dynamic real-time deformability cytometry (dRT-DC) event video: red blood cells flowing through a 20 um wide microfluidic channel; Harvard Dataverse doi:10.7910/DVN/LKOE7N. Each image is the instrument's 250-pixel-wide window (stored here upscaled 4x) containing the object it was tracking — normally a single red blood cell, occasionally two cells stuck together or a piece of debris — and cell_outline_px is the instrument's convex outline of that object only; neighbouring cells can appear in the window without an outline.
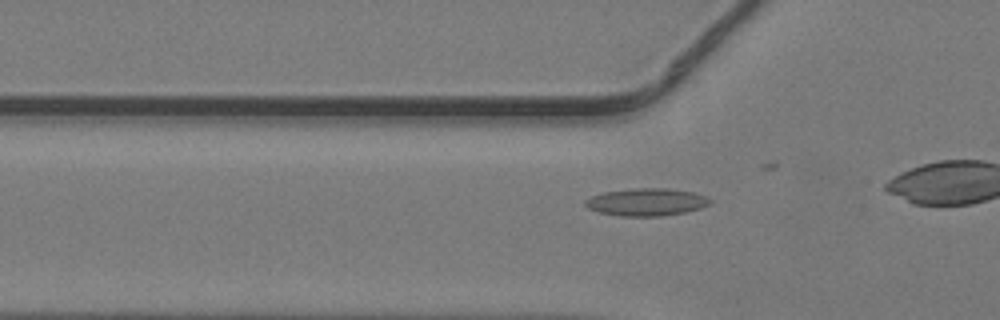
{"species": "common noctule bat (a hibernating species)", "species_latin": "Nyctalus noctula", "temperature_condition": "warm", "stored_images_in_passage": 11, "camera_frame_rate_fps": 3000, "um_per_image_px": 0.085, "animal": {"sex": "male", "body_mass_g": 19.2, "forearm_length_mm": 51.8}, "frame": {"image": 1, "passage_image": 6, "time_ms": 1.667, "image_size_px": [1000, 320], "cell_outline_px": [[712, 204], [700, 208], [684, 212], [660, 216], [620, 216], [600, 212], [588, 208], [584, 204], [584, 200], [592, 196], [604, 192], [636, 188], [668, 188], [692, 192], [704, 196], [712, 200]], "centroid_in_image_um": [54.95, 17.17], "position_along_channel_um": 70.8, "area_um2": 19.88}}
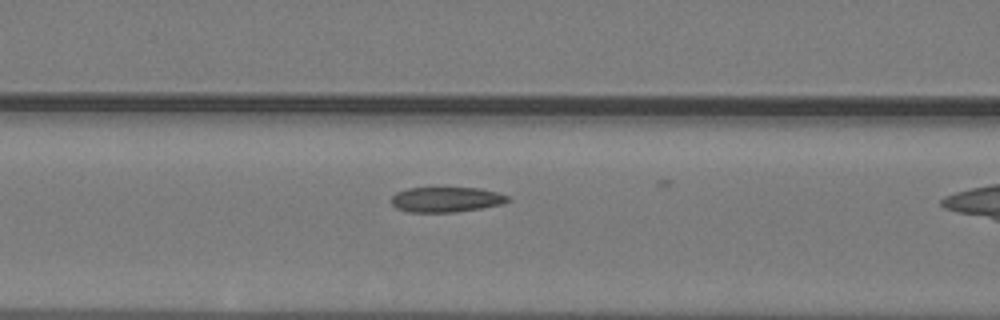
{"frame": {"image": 2, "passage_image": 10, "time_ms": 3.0, "image_size_px": [1000, 320], "cell_outline_px": [[512, 200], [504, 204], [480, 208], [452, 212], [408, 212], [396, 208], [392, 204], [392, 196], [396, 192], [408, 188], [480, 188], [496, 192], [508, 196]], "centroid_in_image_um": [37.94, 16.96], "position_along_channel_um": 128.7, "area_um2": 17.05}}